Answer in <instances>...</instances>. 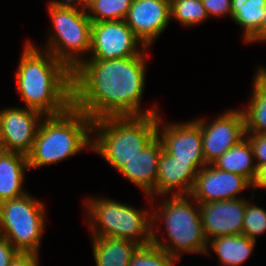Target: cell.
Returning <instances> with one entry per match:
<instances>
[{
    "label": "cell",
    "mask_w": 266,
    "mask_h": 266,
    "mask_svg": "<svg viewBox=\"0 0 266 266\" xmlns=\"http://www.w3.org/2000/svg\"><path fill=\"white\" fill-rule=\"evenodd\" d=\"M48 4L58 7L86 9L87 0H50L48 1Z\"/></svg>",
    "instance_id": "1f68e13d"
},
{
    "label": "cell",
    "mask_w": 266,
    "mask_h": 266,
    "mask_svg": "<svg viewBox=\"0 0 266 266\" xmlns=\"http://www.w3.org/2000/svg\"><path fill=\"white\" fill-rule=\"evenodd\" d=\"M110 60L85 59L72 71V106L92 121L159 113L141 108L146 80V53Z\"/></svg>",
    "instance_id": "6da1fadb"
},
{
    "label": "cell",
    "mask_w": 266,
    "mask_h": 266,
    "mask_svg": "<svg viewBox=\"0 0 266 266\" xmlns=\"http://www.w3.org/2000/svg\"><path fill=\"white\" fill-rule=\"evenodd\" d=\"M39 254L36 253H18L12 260L10 266H40Z\"/></svg>",
    "instance_id": "4dcf8cb0"
},
{
    "label": "cell",
    "mask_w": 266,
    "mask_h": 266,
    "mask_svg": "<svg viewBox=\"0 0 266 266\" xmlns=\"http://www.w3.org/2000/svg\"><path fill=\"white\" fill-rule=\"evenodd\" d=\"M256 242L245 235L219 236L208 240L205 254L211 249L222 266H239L252 254Z\"/></svg>",
    "instance_id": "ffe728a7"
},
{
    "label": "cell",
    "mask_w": 266,
    "mask_h": 266,
    "mask_svg": "<svg viewBox=\"0 0 266 266\" xmlns=\"http://www.w3.org/2000/svg\"><path fill=\"white\" fill-rule=\"evenodd\" d=\"M92 134V151L119 171L157 136V114L99 119Z\"/></svg>",
    "instance_id": "5b68a950"
},
{
    "label": "cell",
    "mask_w": 266,
    "mask_h": 266,
    "mask_svg": "<svg viewBox=\"0 0 266 266\" xmlns=\"http://www.w3.org/2000/svg\"><path fill=\"white\" fill-rule=\"evenodd\" d=\"M28 170L30 169L26 155L0 151V203L27 193L23 184Z\"/></svg>",
    "instance_id": "ac0fdd59"
},
{
    "label": "cell",
    "mask_w": 266,
    "mask_h": 266,
    "mask_svg": "<svg viewBox=\"0 0 266 266\" xmlns=\"http://www.w3.org/2000/svg\"><path fill=\"white\" fill-rule=\"evenodd\" d=\"M125 22L149 48L171 22L170 0H133Z\"/></svg>",
    "instance_id": "5bb4252c"
},
{
    "label": "cell",
    "mask_w": 266,
    "mask_h": 266,
    "mask_svg": "<svg viewBox=\"0 0 266 266\" xmlns=\"http://www.w3.org/2000/svg\"><path fill=\"white\" fill-rule=\"evenodd\" d=\"M18 253L9 240L0 237V266H10Z\"/></svg>",
    "instance_id": "f546056e"
},
{
    "label": "cell",
    "mask_w": 266,
    "mask_h": 266,
    "mask_svg": "<svg viewBox=\"0 0 266 266\" xmlns=\"http://www.w3.org/2000/svg\"><path fill=\"white\" fill-rule=\"evenodd\" d=\"M198 170L191 161L176 160L164 149L158 161L156 197L189 195Z\"/></svg>",
    "instance_id": "e0dca14e"
},
{
    "label": "cell",
    "mask_w": 266,
    "mask_h": 266,
    "mask_svg": "<svg viewBox=\"0 0 266 266\" xmlns=\"http://www.w3.org/2000/svg\"><path fill=\"white\" fill-rule=\"evenodd\" d=\"M133 0H87L86 12L92 23L125 20Z\"/></svg>",
    "instance_id": "cb8c5ba5"
},
{
    "label": "cell",
    "mask_w": 266,
    "mask_h": 266,
    "mask_svg": "<svg viewBox=\"0 0 266 266\" xmlns=\"http://www.w3.org/2000/svg\"><path fill=\"white\" fill-rule=\"evenodd\" d=\"M26 41L15 73L26 108L55 116L72 106V71L50 52Z\"/></svg>",
    "instance_id": "7a4b0ae2"
},
{
    "label": "cell",
    "mask_w": 266,
    "mask_h": 266,
    "mask_svg": "<svg viewBox=\"0 0 266 266\" xmlns=\"http://www.w3.org/2000/svg\"><path fill=\"white\" fill-rule=\"evenodd\" d=\"M266 234V210L246 201L242 235L257 241V236Z\"/></svg>",
    "instance_id": "4316f807"
},
{
    "label": "cell",
    "mask_w": 266,
    "mask_h": 266,
    "mask_svg": "<svg viewBox=\"0 0 266 266\" xmlns=\"http://www.w3.org/2000/svg\"><path fill=\"white\" fill-rule=\"evenodd\" d=\"M251 99L242 111L246 133L266 134V88L254 77Z\"/></svg>",
    "instance_id": "603a6c76"
},
{
    "label": "cell",
    "mask_w": 266,
    "mask_h": 266,
    "mask_svg": "<svg viewBox=\"0 0 266 266\" xmlns=\"http://www.w3.org/2000/svg\"><path fill=\"white\" fill-rule=\"evenodd\" d=\"M163 145L156 136L137 156L127 162L118 172L130 180L136 187L142 189L148 201L154 204L156 198V178L158 161L161 157Z\"/></svg>",
    "instance_id": "2e32d148"
},
{
    "label": "cell",
    "mask_w": 266,
    "mask_h": 266,
    "mask_svg": "<svg viewBox=\"0 0 266 266\" xmlns=\"http://www.w3.org/2000/svg\"><path fill=\"white\" fill-rule=\"evenodd\" d=\"M266 42V8L260 25V42Z\"/></svg>",
    "instance_id": "e575fe53"
},
{
    "label": "cell",
    "mask_w": 266,
    "mask_h": 266,
    "mask_svg": "<svg viewBox=\"0 0 266 266\" xmlns=\"http://www.w3.org/2000/svg\"><path fill=\"white\" fill-rule=\"evenodd\" d=\"M206 118L193 119L202 132V147L206 165L213 164L224 152L246 136L241 109H230L207 122Z\"/></svg>",
    "instance_id": "30bf717a"
},
{
    "label": "cell",
    "mask_w": 266,
    "mask_h": 266,
    "mask_svg": "<svg viewBox=\"0 0 266 266\" xmlns=\"http://www.w3.org/2000/svg\"><path fill=\"white\" fill-rule=\"evenodd\" d=\"M160 113H157V136L163 149L176 160L191 161L199 171L206 166L201 127L192 119L185 122L162 123Z\"/></svg>",
    "instance_id": "8fae6325"
},
{
    "label": "cell",
    "mask_w": 266,
    "mask_h": 266,
    "mask_svg": "<svg viewBox=\"0 0 266 266\" xmlns=\"http://www.w3.org/2000/svg\"><path fill=\"white\" fill-rule=\"evenodd\" d=\"M251 145L256 167L266 164V134L246 133Z\"/></svg>",
    "instance_id": "83f0119b"
},
{
    "label": "cell",
    "mask_w": 266,
    "mask_h": 266,
    "mask_svg": "<svg viewBox=\"0 0 266 266\" xmlns=\"http://www.w3.org/2000/svg\"><path fill=\"white\" fill-rule=\"evenodd\" d=\"M45 206L24 195L0 203V237L9 240L20 253L39 254L45 230Z\"/></svg>",
    "instance_id": "ba28073f"
},
{
    "label": "cell",
    "mask_w": 266,
    "mask_h": 266,
    "mask_svg": "<svg viewBox=\"0 0 266 266\" xmlns=\"http://www.w3.org/2000/svg\"><path fill=\"white\" fill-rule=\"evenodd\" d=\"M87 224L92 236H113L139 246L151 244L152 209H138L130 204L102 197H86Z\"/></svg>",
    "instance_id": "8992f818"
},
{
    "label": "cell",
    "mask_w": 266,
    "mask_h": 266,
    "mask_svg": "<svg viewBox=\"0 0 266 266\" xmlns=\"http://www.w3.org/2000/svg\"><path fill=\"white\" fill-rule=\"evenodd\" d=\"M92 125V119L73 106L62 114L45 116L27 155L29 169L58 164L92 150Z\"/></svg>",
    "instance_id": "3957f363"
},
{
    "label": "cell",
    "mask_w": 266,
    "mask_h": 266,
    "mask_svg": "<svg viewBox=\"0 0 266 266\" xmlns=\"http://www.w3.org/2000/svg\"><path fill=\"white\" fill-rule=\"evenodd\" d=\"M171 20L193 27L209 18L201 0H170Z\"/></svg>",
    "instance_id": "d4e9b609"
},
{
    "label": "cell",
    "mask_w": 266,
    "mask_h": 266,
    "mask_svg": "<svg viewBox=\"0 0 266 266\" xmlns=\"http://www.w3.org/2000/svg\"><path fill=\"white\" fill-rule=\"evenodd\" d=\"M147 47L125 20L92 23L91 46L86 59L110 60L140 55Z\"/></svg>",
    "instance_id": "9c48e42d"
},
{
    "label": "cell",
    "mask_w": 266,
    "mask_h": 266,
    "mask_svg": "<svg viewBox=\"0 0 266 266\" xmlns=\"http://www.w3.org/2000/svg\"><path fill=\"white\" fill-rule=\"evenodd\" d=\"M256 71L254 77L266 88V68L258 67Z\"/></svg>",
    "instance_id": "836d02e7"
},
{
    "label": "cell",
    "mask_w": 266,
    "mask_h": 266,
    "mask_svg": "<svg viewBox=\"0 0 266 266\" xmlns=\"http://www.w3.org/2000/svg\"><path fill=\"white\" fill-rule=\"evenodd\" d=\"M213 165L220 170L242 175L251 183L257 172L252 148L246 137L224 152Z\"/></svg>",
    "instance_id": "7402d4cb"
},
{
    "label": "cell",
    "mask_w": 266,
    "mask_h": 266,
    "mask_svg": "<svg viewBox=\"0 0 266 266\" xmlns=\"http://www.w3.org/2000/svg\"><path fill=\"white\" fill-rule=\"evenodd\" d=\"M47 6L52 29L47 45L39 49L50 52L73 71L86 59L84 55H89L92 21L86 9Z\"/></svg>",
    "instance_id": "52a82bcc"
},
{
    "label": "cell",
    "mask_w": 266,
    "mask_h": 266,
    "mask_svg": "<svg viewBox=\"0 0 266 266\" xmlns=\"http://www.w3.org/2000/svg\"><path fill=\"white\" fill-rule=\"evenodd\" d=\"M247 198L199 204L206 240L219 236L242 235Z\"/></svg>",
    "instance_id": "9a60e30c"
},
{
    "label": "cell",
    "mask_w": 266,
    "mask_h": 266,
    "mask_svg": "<svg viewBox=\"0 0 266 266\" xmlns=\"http://www.w3.org/2000/svg\"><path fill=\"white\" fill-rule=\"evenodd\" d=\"M248 187H252V183L244 176L220 170L211 164L197 172L189 195L199 204L232 200L245 198L240 193Z\"/></svg>",
    "instance_id": "4fadbf2b"
},
{
    "label": "cell",
    "mask_w": 266,
    "mask_h": 266,
    "mask_svg": "<svg viewBox=\"0 0 266 266\" xmlns=\"http://www.w3.org/2000/svg\"><path fill=\"white\" fill-rule=\"evenodd\" d=\"M179 260L154 244L139 246L131 257L129 266H176Z\"/></svg>",
    "instance_id": "484cf974"
},
{
    "label": "cell",
    "mask_w": 266,
    "mask_h": 266,
    "mask_svg": "<svg viewBox=\"0 0 266 266\" xmlns=\"http://www.w3.org/2000/svg\"><path fill=\"white\" fill-rule=\"evenodd\" d=\"M161 196L152 211L151 243L181 260L183 253L205 254L207 240L203 233L199 203L190 195ZM165 198V199H164ZM195 206V207H194ZM164 223L165 240L161 242L156 227Z\"/></svg>",
    "instance_id": "277c9868"
},
{
    "label": "cell",
    "mask_w": 266,
    "mask_h": 266,
    "mask_svg": "<svg viewBox=\"0 0 266 266\" xmlns=\"http://www.w3.org/2000/svg\"><path fill=\"white\" fill-rule=\"evenodd\" d=\"M45 116L26 107H8L0 110V144L4 151L28 155Z\"/></svg>",
    "instance_id": "7c38bea8"
},
{
    "label": "cell",
    "mask_w": 266,
    "mask_h": 266,
    "mask_svg": "<svg viewBox=\"0 0 266 266\" xmlns=\"http://www.w3.org/2000/svg\"><path fill=\"white\" fill-rule=\"evenodd\" d=\"M96 266H129L139 245L113 236H91Z\"/></svg>",
    "instance_id": "d6986e66"
},
{
    "label": "cell",
    "mask_w": 266,
    "mask_h": 266,
    "mask_svg": "<svg viewBox=\"0 0 266 266\" xmlns=\"http://www.w3.org/2000/svg\"><path fill=\"white\" fill-rule=\"evenodd\" d=\"M208 16L214 17H232L231 0H201Z\"/></svg>",
    "instance_id": "f1b7e54d"
},
{
    "label": "cell",
    "mask_w": 266,
    "mask_h": 266,
    "mask_svg": "<svg viewBox=\"0 0 266 266\" xmlns=\"http://www.w3.org/2000/svg\"><path fill=\"white\" fill-rule=\"evenodd\" d=\"M266 8V0H231L233 21L243 28V42H260V25Z\"/></svg>",
    "instance_id": "44dd1931"
},
{
    "label": "cell",
    "mask_w": 266,
    "mask_h": 266,
    "mask_svg": "<svg viewBox=\"0 0 266 266\" xmlns=\"http://www.w3.org/2000/svg\"><path fill=\"white\" fill-rule=\"evenodd\" d=\"M253 192L257 188L266 189V164L257 167L255 179L252 182Z\"/></svg>",
    "instance_id": "d6a6232c"
}]
</instances>
